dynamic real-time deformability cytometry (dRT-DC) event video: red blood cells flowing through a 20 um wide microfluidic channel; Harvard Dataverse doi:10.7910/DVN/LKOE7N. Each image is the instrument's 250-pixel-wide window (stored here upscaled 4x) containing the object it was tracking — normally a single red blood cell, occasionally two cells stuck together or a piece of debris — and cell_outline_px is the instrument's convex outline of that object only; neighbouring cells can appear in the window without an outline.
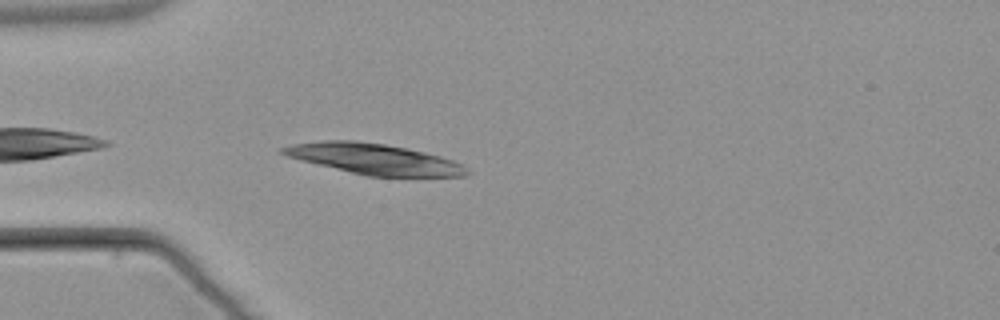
{"species": "common noctule bat (a hibernating species)", "species_latin": "Nyctalus noctula", "temperature_condition": "warm", "stored_images_in_passage": 4, "camera_frame_rate_fps": 3000, "um_per_image_px": 0.085, "animal": {"sex": "male", "body_mass_g": 21.5, "forearm_length_mm": 52.0}, "frame": {"image": 1, "passage_image": 4, "time_ms": 3.667, "image_size_px": [1000, 320], "cell_outline_px": [[472, 172], [468, 176], [368, 176], [288, 156], [280, 152], [280, 148], [292, 144], [324, 140], [356, 140], [384, 144], [408, 148], [440, 156], [452, 160], [468, 168]], "centroid_in_image_um": [31.86, 13.5], "position_along_channel_um": 53.1, "area_um2": 32.43}}